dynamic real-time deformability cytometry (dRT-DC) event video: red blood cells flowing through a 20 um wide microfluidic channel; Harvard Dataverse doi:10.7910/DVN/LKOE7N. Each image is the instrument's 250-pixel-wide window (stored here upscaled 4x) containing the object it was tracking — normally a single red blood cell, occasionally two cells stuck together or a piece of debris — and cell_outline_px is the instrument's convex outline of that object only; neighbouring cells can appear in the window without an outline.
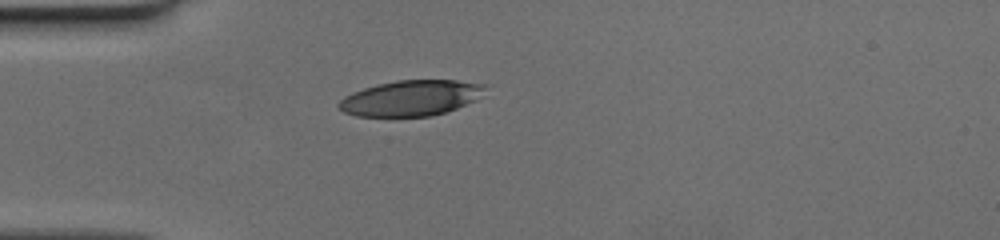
{"species": "human", "species_latin": "Homo sapiens", "temperature_condition": "cold", "stored_images_in_passage": 37, "camera_frame_rate_fps": 3000, "um_per_image_px": 0.085, "donor": {"sex": "female"}, "frame": {"image": 1, "passage_image": 1, "time_ms": 0.0, "image_size_px": [1000, 240], "cell_outline_px": [[484, 88], [476, 100], [456, 108], [432, 116], [356, 116], [344, 112], [336, 104], [344, 96], [352, 92], [376, 84], [396, 80], [456, 80], [484, 84]], "centroid_in_image_um": [34.87, 8.33], "position_along_channel_um": 50.1, "area_um2": 30.11}}
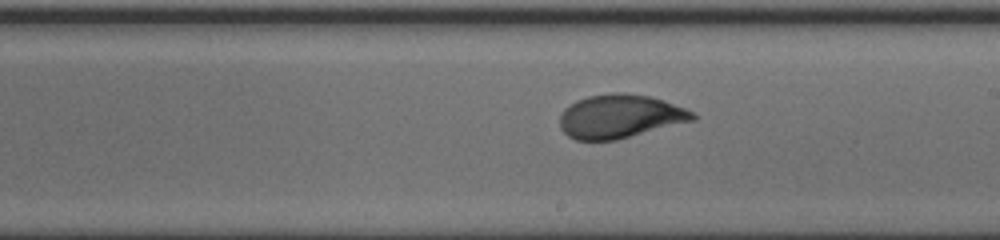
{"frame": {"image": 2, "passage_image": 16, "time_ms": 5.0, "image_size_px": [1000, 240], "cell_outline_px": [[696, 120], [616, 140], [576, 140], [568, 136], [560, 128], [560, 116], [564, 108], [576, 100], [588, 96], [616, 92], [624, 92], [652, 96], [664, 100], [684, 108], [692, 112], [696, 116]], "centroid_in_image_um": [52.69, 9.88], "position_along_channel_um": 236.3, "area_um2": 33.93}}
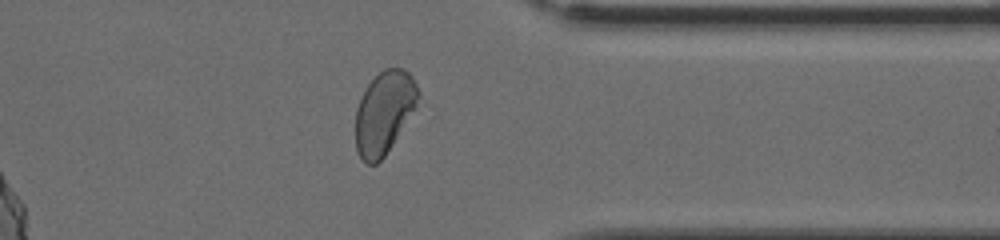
{"frame": {"image": 3, "passage_image": 27, "time_ms": 8.667, "image_size_px": [1000, 240], "cell_outline_px": [[420, 104], [384, 156], [376, 164], [368, 164], [356, 152], [356, 108], [360, 96], [364, 88], [384, 68], [404, 68], [412, 76], [420, 92]], "centroid_in_image_um": [32.68, 9.54], "position_along_channel_um": 378.7, "area_um2": 30.52}}